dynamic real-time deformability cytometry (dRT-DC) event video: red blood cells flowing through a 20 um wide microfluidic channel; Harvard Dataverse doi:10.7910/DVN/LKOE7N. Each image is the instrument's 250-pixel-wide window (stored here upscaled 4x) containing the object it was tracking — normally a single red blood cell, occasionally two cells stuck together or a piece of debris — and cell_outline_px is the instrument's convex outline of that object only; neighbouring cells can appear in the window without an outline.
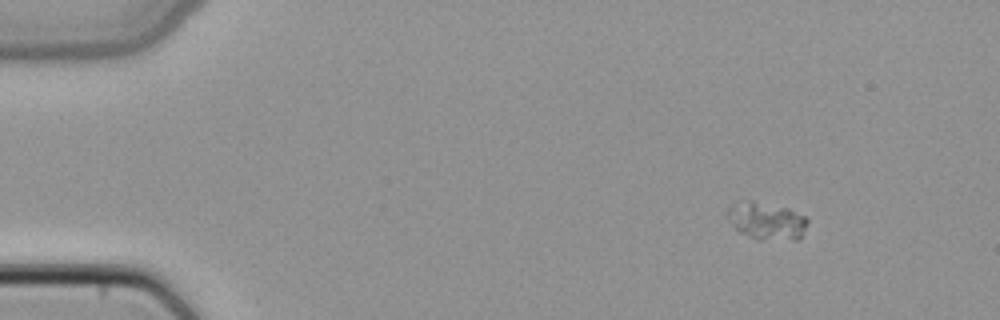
{"species": "common noctule bat (a hibernating species)", "species_latin": "Nyctalus noctula", "temperature_condition": "cold", "stored_images_in_passage": 45, "camera_frame_rate_fps": 3000, "um_per_image_px": 0.085, "animal": {"sex": "female", "body_mass_g": 22.7, "forearm_length_mm": 54.2}, "frame": {"image": 1, "passage_image": 1, "time_ms": 0.0, "image_size_px": [1000, 320], "cell_outline_px": [[808, 224], [800, 240], [756, 240], [740, 232], [724, 216], [724, 212], [728, 208], [752, 200], [788, 208], [804, 216], [808, 220]], "centroid_in_image_um": [65.18, 18.81], "position_along_channel_um": 19.8, "area_um2": 17.57}}
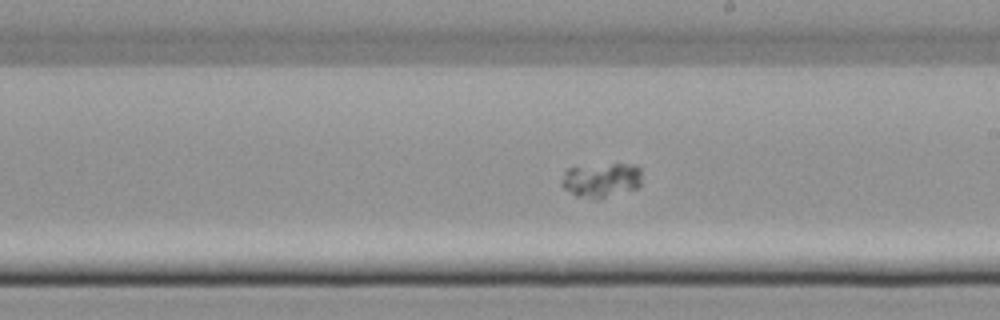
{"frame": {"image": 2, "passage_image": 24, "time_ms": 7.667, "image_size_px": [1000, 320], "cell_outline_px": [[640, 184], [636, 188], [600, 200], [592, 200], [576, 196], [564, 188], [560, 184], [560, 180], [564, 172], [568, 168], [612, 164], [636, 164], [640, 168]], "centroid_in_image_um": [51.09, 15.34], "position_along_channel_um": 237.9, "area_um2": 16.3}}
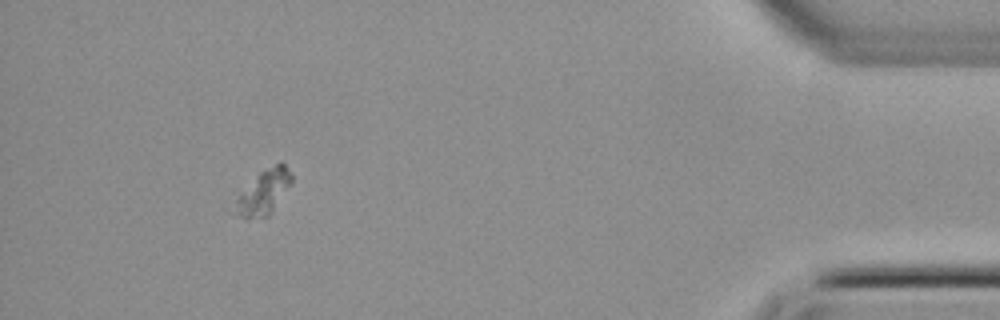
{"frame": {"image": 3, "passage_image": 41, "time_ms": 13.333, "image_size_px": [1000, 320], "cell_outline_px": [[292, 180], [268, 216], [248, 220], [228, 212], [240, 192], [260, 172], [280, 160], [284, 164], [292, 176]], "centroid_in_image_um": [22.3, 16.38], "position_along_channel_um": 412.9, "area_um2": 14.74}}